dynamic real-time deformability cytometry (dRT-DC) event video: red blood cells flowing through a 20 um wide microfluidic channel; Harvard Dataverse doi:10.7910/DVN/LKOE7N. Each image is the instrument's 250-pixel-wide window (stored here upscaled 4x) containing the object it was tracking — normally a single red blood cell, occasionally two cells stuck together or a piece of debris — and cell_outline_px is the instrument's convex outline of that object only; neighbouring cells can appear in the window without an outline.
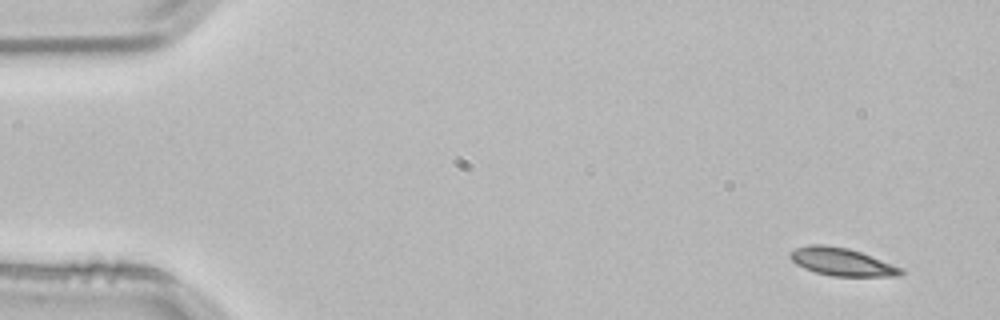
{"species": "common noctule bat (a hibernating species)", "species_latin": "Nyctalus noctula", "temperature_condition": "room temperature", "stored_images_in_passage": 3, "camera_frame_rate_fps": 3000, "um_per_image_px": 0.085, "animal": {"sex": "male", "body_mass_g": 21.5, "forearm_length_mm": 52.0}, "frame": {"image": 1, "passage_image": 1, "time_ms": 0.0, "image_size_px": [1000, 320], "cell_outline_px": [[904, 272], [900, 276], [832, 276], [816, 272], [804, 268], [796, 264], [792, 260], [792, 252], [796, 248], [808, 244], [824, 244], [848, 248], [860, 252], [904, 268]], "centroid_in_image_um": [71.59, 22.26], "position_along_channel_um": 13.4, "area_um2": 17.8}}